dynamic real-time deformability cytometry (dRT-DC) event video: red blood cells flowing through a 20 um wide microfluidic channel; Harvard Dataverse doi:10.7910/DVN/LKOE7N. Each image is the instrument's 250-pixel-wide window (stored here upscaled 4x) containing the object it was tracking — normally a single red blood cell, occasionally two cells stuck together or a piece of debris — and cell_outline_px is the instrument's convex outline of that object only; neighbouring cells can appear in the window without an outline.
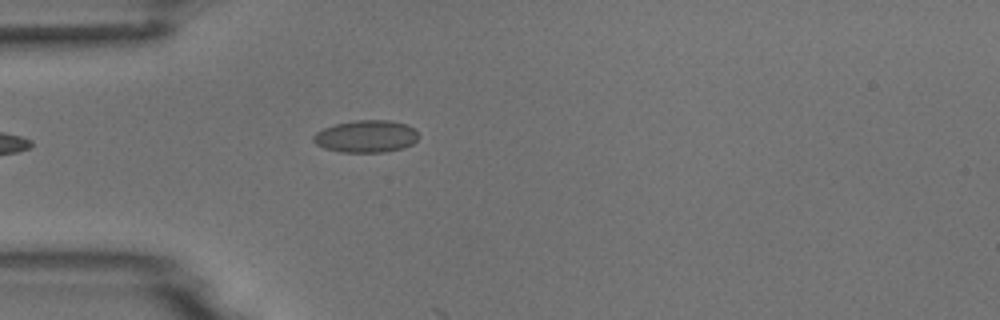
{"species": "common noctule bat (a hibernating species)", "species_latin": "Nyctalus noctula", "temperature_condition": "room temperature", "stored_images_in_passage": 5, "camera_frame_rate_fps": 3000, "um_per_image_px": 0.085, "animal": {"sex": "male", "body_mass_g": 18.8}, "frame": {"image": 1, "passage_image": 5, "time_ms": 4.667, "image_size_px": [1000, 320], "cell_outline_px": [[420, 136], [412, 144], [404, 148], [384, 152], [340, 152], [324, 148], [316, 144], [312, 140], [312, 136], [316, 132], [324, 128], [336, 124], [356, 120], [392, 120], [408, 124]], "centroid_in_image_um": [31.12, 11.59], "position_along_channel_um": 53.9, "area_um2": 19.88}}